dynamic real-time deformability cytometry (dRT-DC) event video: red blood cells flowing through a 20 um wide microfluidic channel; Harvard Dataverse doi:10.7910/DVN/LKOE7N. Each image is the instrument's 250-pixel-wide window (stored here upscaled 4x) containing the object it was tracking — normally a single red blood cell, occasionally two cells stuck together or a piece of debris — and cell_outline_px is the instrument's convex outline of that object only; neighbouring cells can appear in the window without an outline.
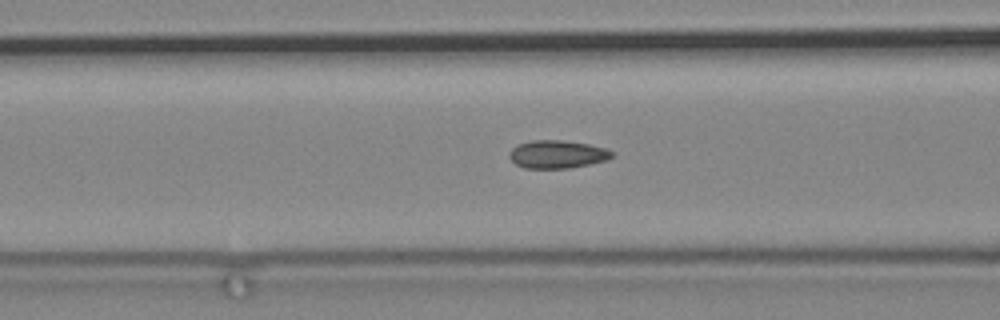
{"species": "common noctule bat (a hibernating species)", "species_latin": "Nyctalus noctula", "temperature_condition": "cold", "stored_images_in_passage": 43, "camera_frame_rate_fps": 3000, "um_per_image_px": 0.085, "animal": {"sex": "male", "body_mass_g": 19.2, "forearm_length_mm": 51.8}, "frame": {"image": 1, "passage_image": 12, "time_ms": 3.667, "image_size_px": [1000, 320], "cell_outline_px": [[612, 156], [608, 160], [568, 168], [524, 168], [516, 164], [508, 156], [508, 152], [516, 144], [532, 140], [564, 140], [588, 144], [604, 148], [612, 152]], "centroid_in_image_um": [47.31, 13.1], "position_along_channel_um": 119.3, "area_um2": 16.7}}
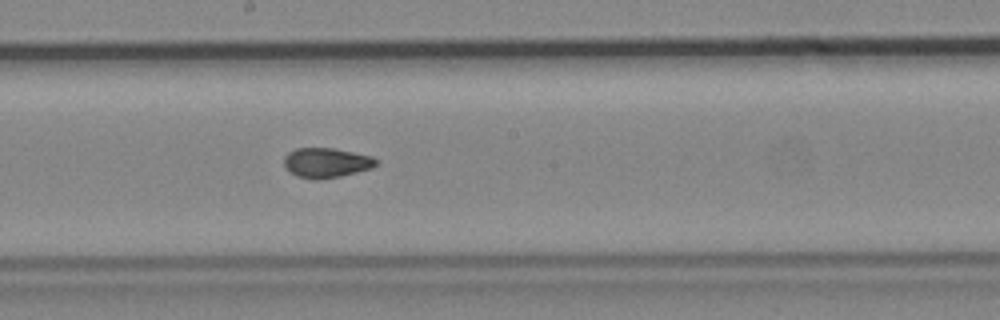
{"frame": {"image": 2, "passage_image": 22, "time_ms": 7.0, "image_size_px": [1000, 320], "cell_outline_px": [[376, 164], [372, 168], [340, 176], [320, 180], [312, 180], [296, 176], [288, 172], [284, 168], [284, 156], [288, 152], [296, 148], [332, 148], [372, 156], [376, 160]], "centroid_in_image_um": [27.67, 13.85], "position_along_channel_um": 220.5, "area_um2": 16.13}}
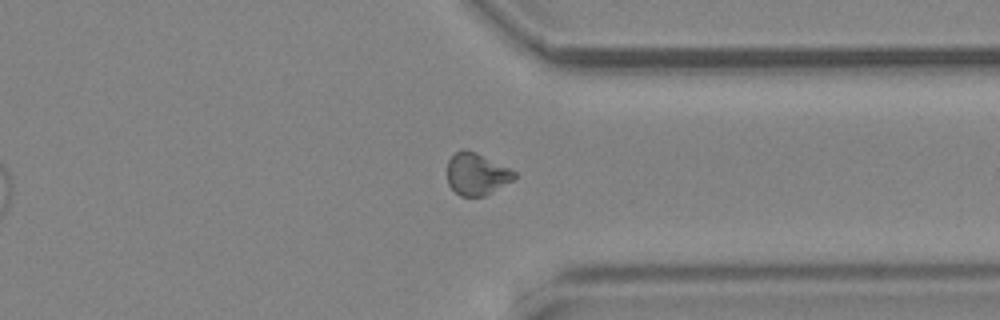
{"frame": {"image": 3, "passage_image": 37, "time_ms": 12.0, "image_size_px": [1000, 320], "cell_outline_px": [[516, 176], [512, 180], [484, 196], [460, 196], [448, 184], [448, 160], [456, 152], [464, 148], [476, 152], [516, 172]], "centroid_in_image_um": [40.49, 14.78], "position_along_channel_um": 370.9, "area_um2": 16.13}}